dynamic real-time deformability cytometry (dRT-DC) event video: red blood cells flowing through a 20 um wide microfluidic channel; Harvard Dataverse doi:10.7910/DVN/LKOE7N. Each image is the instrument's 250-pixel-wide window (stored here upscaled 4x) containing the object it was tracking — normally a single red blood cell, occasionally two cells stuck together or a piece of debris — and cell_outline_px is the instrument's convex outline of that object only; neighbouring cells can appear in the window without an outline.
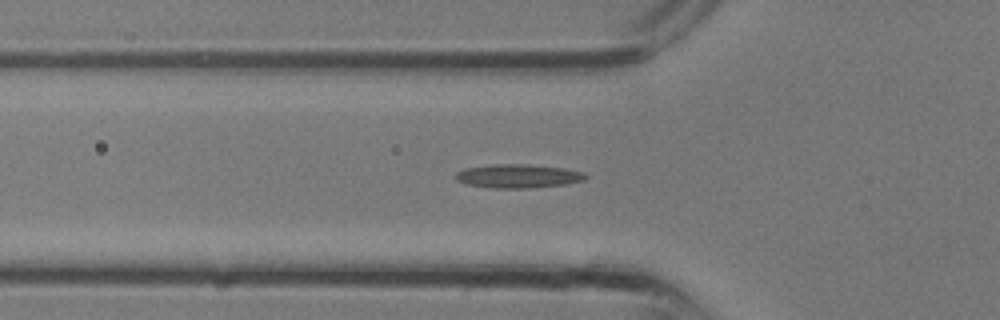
{"species": "common noctule bat (a hibernating species)", "species_latin": "Nyctalus noctula", "temperature_condition": "room temperature", "stored_images_in_passage": 15, "camera_frame_rate_fps": 3000, "um_per_image_px": 0.085, "animal": {"sex": "male", "body_mass_g": 13.3}, "frame": {"image": 1, "passage_image": 5, "time_ms": 1.333, "image_size_px": [1000, 320], "cell_outline_px": [[588, 176], [584, 180], [564, 184], [528, 188], [492, 188], [464, 184], [456, 180], [456, 172], [464, 168], [492, 164], [524, 164], [564, 168], [584, 172]], "centroid_in_image_um": [44.0, 14.96], "position_along_channel_um": 81.8, "area_um2": 17.98}}
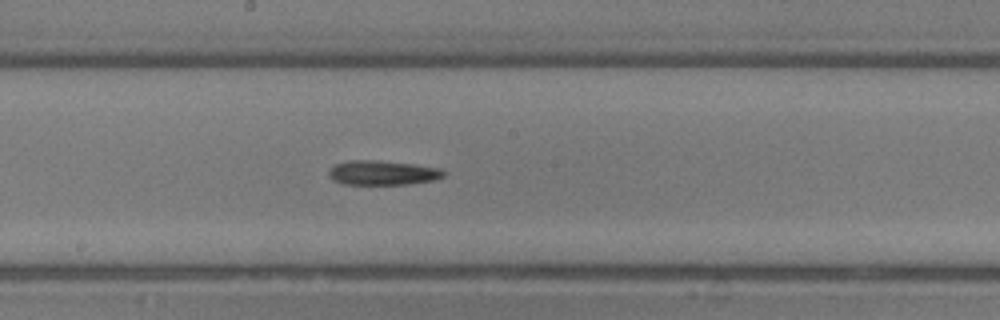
{"frame": {"image": 2, "passage_image": 11, "time_ms": 3.333, "image_size_px": [1000, 320], "cell_outline_px": [[448, 172], [444, 176], [432, 180], [408, 184], [344, 184], [332, 180], [328, 176], [328, 168], [336, 164], [352, 160], [376, 160], [412, 164], [440, 168]], "centroid_in_image_um": [32.5, 14.68], "position_along_channel_um": 215.7, "area_um2": 16.42}}
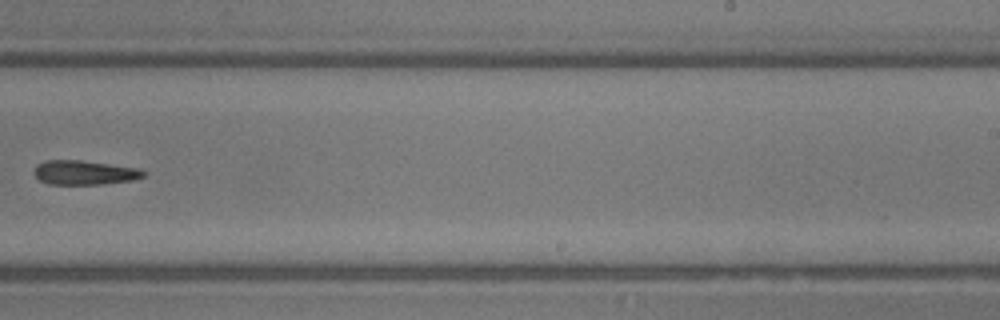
{"frame": {"image": 3, "passage_image": 14, "time_ms": 4.333, "image_size_px": [1000, 320], "cell_outline_px": [[148, 172], [144, 176], [132, 180], [104, 184], [48, 184], [40, 180], [32, 172], [36, 164], [44, 160], [80, 160], [140, 168]], "centroid_in_image_um": [7.17, 14.66], "position_along_channel_um": 281.8, "area_um2": 15.66}}